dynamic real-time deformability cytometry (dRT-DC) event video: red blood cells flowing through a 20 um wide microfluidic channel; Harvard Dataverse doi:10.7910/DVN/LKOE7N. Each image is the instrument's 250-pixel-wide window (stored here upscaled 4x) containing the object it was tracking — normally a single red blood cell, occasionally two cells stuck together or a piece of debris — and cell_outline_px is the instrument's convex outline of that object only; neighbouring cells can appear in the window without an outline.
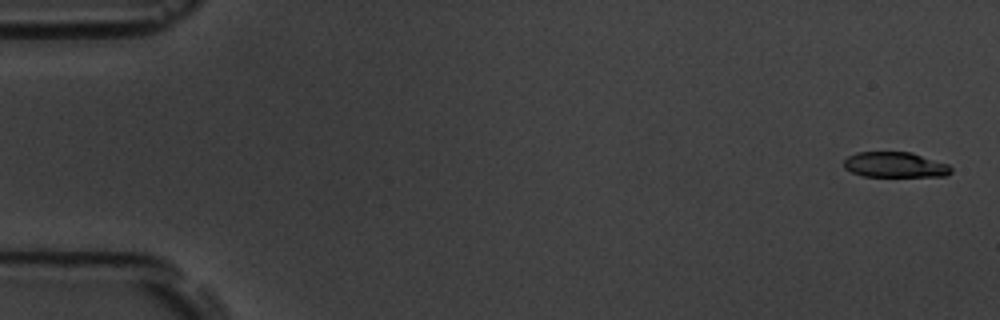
{"species": "common noctule bat (a hibernating species)", "species_latin": "Nyctalus noctula", "temperature_condition": "room temperature", "stored_images_in_passage": 5, "camera_frame_rate_fps": 3000, "um_per_image_px": 0.085, "animal": {"sex": "male", "body_mass_g": 19.5, "forearm_length_mm": 54.6}, "frame": {"image": 1, "passage_image": 1, "time_ms": 0.0, "image_size_px": [1000, 320], "cell_outline_px": [[952, 172], [944, 176], [864, 176], [852, 172], [844, 168], [844, 160], [848, 156], [856, 152], [912, 152], [948, 164], [952, 168]], "centroid_in_image_um": [76.08, 14.0], "position_along_channel_um": 8.9, "area_um2": 15.84}}
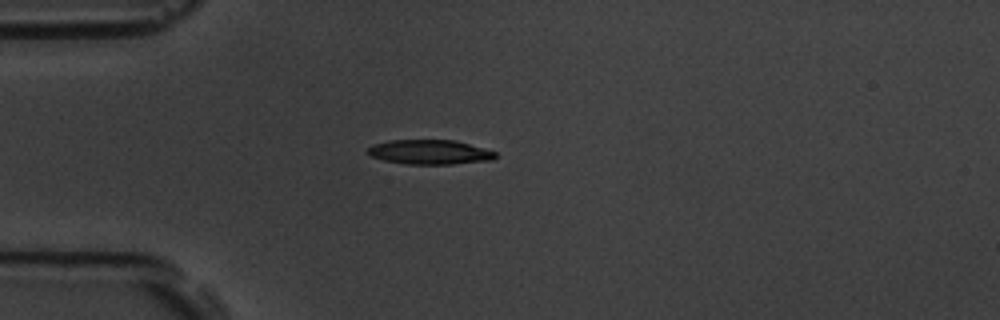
{"frame": {"image": 2, "passage_image": 5, "time_ms": 4.667, "image_size_px": [1000, 320], "cell_outline_px": [[496, 156], [492, 160], [452, 164], [404, 164], [384, 160], [372, 156], [364, 152], [372, 144], [388, 140], [456, 140], [496, 152]], "centroid_in_image_um": [36.48, 12.92], "position_along_channel_um": 48.5, "area_um2": 18.32}}